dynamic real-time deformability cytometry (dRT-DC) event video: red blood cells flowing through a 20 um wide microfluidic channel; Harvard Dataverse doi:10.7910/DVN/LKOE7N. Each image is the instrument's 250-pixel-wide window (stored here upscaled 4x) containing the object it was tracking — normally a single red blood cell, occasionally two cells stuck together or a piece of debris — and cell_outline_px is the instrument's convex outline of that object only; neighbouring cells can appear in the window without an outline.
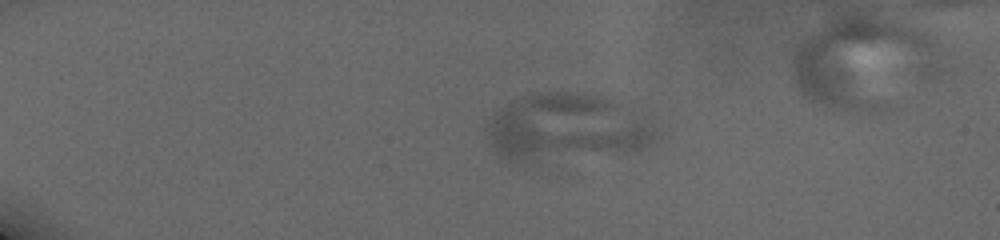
{"species": "human", "species_latin": "Homo sapiens", "temperature_condition": "cold", "stored_images_in_passage": 46, "camera_frame_rate_fps": 3000, "um_per_image_px": 0.085, "donor": {"sex": "male"}, "frame": {"image": 1, "passage_image": 10, "time_ms": 5.0, "image_size_px": [1000, 240], "cell_outline_px": [[660, 136], [648, 148], [636, 152], [516, 160], [512, 160], [496, 152], [492, 148], [488, 140], [484, 128], [492, 116], [500, 108], [528, 92], [576, 92], [596, 96], [612, 100], [640, 108], [648, 112]], "centroid_in_image_um": [48.31, 10.78], "position_along_channel_um": 36.7, "area_um2": 66.87}}